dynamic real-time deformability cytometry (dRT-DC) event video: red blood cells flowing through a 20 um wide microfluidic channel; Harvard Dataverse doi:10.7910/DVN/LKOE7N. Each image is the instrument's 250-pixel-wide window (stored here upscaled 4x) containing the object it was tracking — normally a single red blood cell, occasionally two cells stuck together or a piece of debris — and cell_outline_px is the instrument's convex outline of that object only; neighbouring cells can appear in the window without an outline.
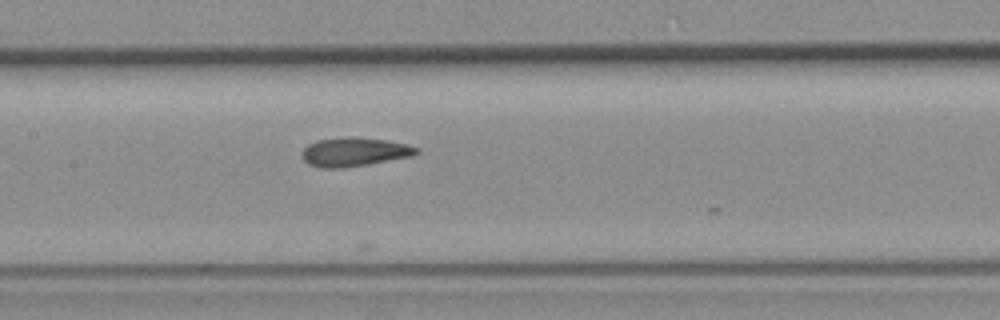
{"species": "common noctule bat (a hibernating species)", "species_latin": "Nyctalus noctula", "temperature_condition": "room temperature", "stored_images_in_passage": 7, "camera_frame_rate_fps": 3000, "um_per_image_px": 0.085, "animal": {"sex": "female", "body_mass_g": 19.3, "forearm_length_mm": 54.1}, "frame": {"image": 1, "passage_image": 7, "time_ms": 7.667, "image_size_px": [1000, 320], "cell_outline_px": [[420, 152], [412, 156], [368, 164], [344, 168], [320, 168], [308, 164], [304, 160], [304, 148], [308, 144], [316, 140], [348, 136], [356, 136], [388, 140], [408, 144], [420, 148]], "centroid_in_image_um": [30.16, 12.9], "position_along_channel_um": 177.2, "area_um2": 19.48}}